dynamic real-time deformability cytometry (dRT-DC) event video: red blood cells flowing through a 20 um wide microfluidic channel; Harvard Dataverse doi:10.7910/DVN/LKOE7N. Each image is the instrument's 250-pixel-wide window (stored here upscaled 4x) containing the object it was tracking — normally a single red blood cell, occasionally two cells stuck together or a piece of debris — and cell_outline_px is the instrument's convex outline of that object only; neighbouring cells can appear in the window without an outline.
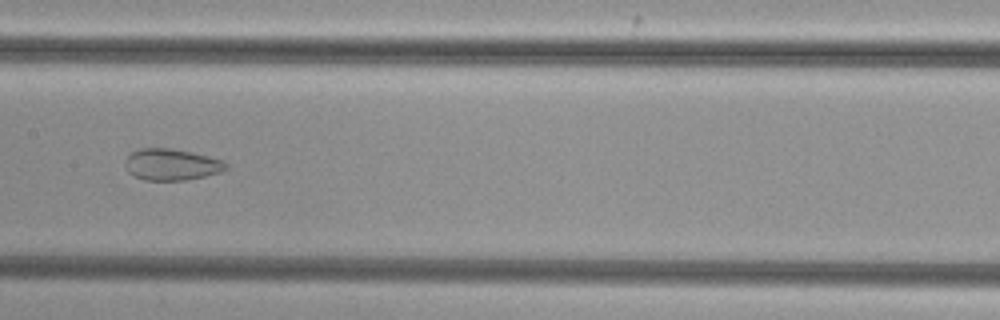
{"species": "common noctule bat (a hibernating species)", "species_latin": "Nyctalus noctula", "temperature_condition": "cold", "stored_images_in_passage": 45, "camera_frame_rate_fps": 3000, "um_per_image_px": 0.085, "animal": {"sex": "female", "body_mass_g": 29.2, "forearm_length_mm": 56.3}, "frame": {"image": 1, "passage_image": 20, "time_ms": 6.333, "image_size_px": [1000, 320], "cell_outline_px": [[228, 168], [220, 172], [204, 176], [184, 180], [144, 180], [128, 172], [124, 164], [124, 160], [132, 152], [140, 148], [172, 148], [192, 152], [224, 160], [228, 164]], "centroid_in_image_um": [14.58, 13.97], "position_along_channel_um": 192.8, "area_um2": 18.55}}
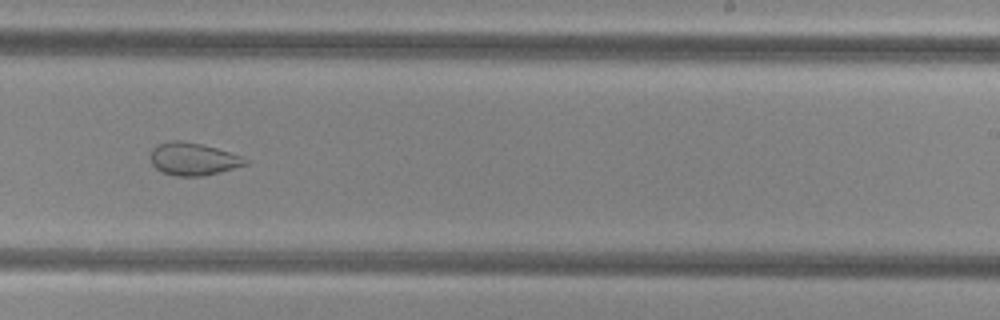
{"frame": {"image": 2, "passage_image": 26, "time_ms": 8.333, "image_size_px": [1000, 320], "cell_outline_px": [[248, 164], [204, 176], [176, 176], [164, 172], [156, 168], [152, 164], [152, 148], [156, 144], [168, 140], [180, 140], [200, 144], [216, 148], [240, 156], [248, 160]], "centroid_in_image_um": [16.39, 13.51], "position_along_channel_um": 272.6, "area_um2": 17.8}}
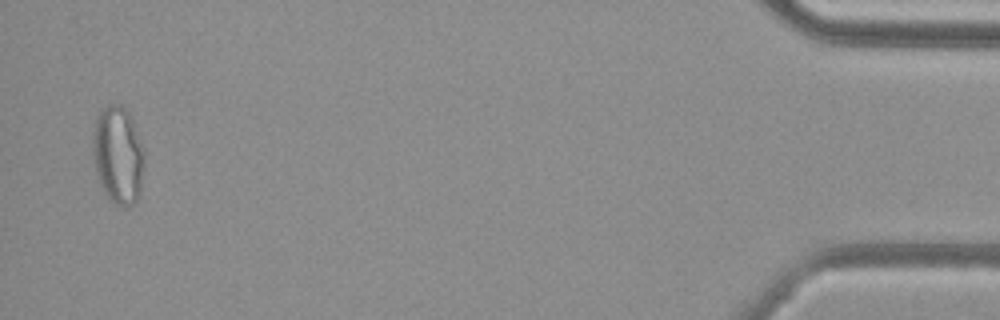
{"frame": {"image": 3, "passage_image": 44, "time_ms": 14.333, "image_size_px": [1000, 320], "cell_outline_px": [[144, 168], [140, 192], [136, 200], [128, 208], [124, 208], [108, 200], [96, 176], [92, 148], [92, 132], [96, 116], [100, 108], [108, 104], [120, 104], [128, 108], [132, 116], [144, 152]], "centroid_in_image_um": [10.02, 13.15], "position_along_channel_um": 425.2, "area_um2": 30.29}}